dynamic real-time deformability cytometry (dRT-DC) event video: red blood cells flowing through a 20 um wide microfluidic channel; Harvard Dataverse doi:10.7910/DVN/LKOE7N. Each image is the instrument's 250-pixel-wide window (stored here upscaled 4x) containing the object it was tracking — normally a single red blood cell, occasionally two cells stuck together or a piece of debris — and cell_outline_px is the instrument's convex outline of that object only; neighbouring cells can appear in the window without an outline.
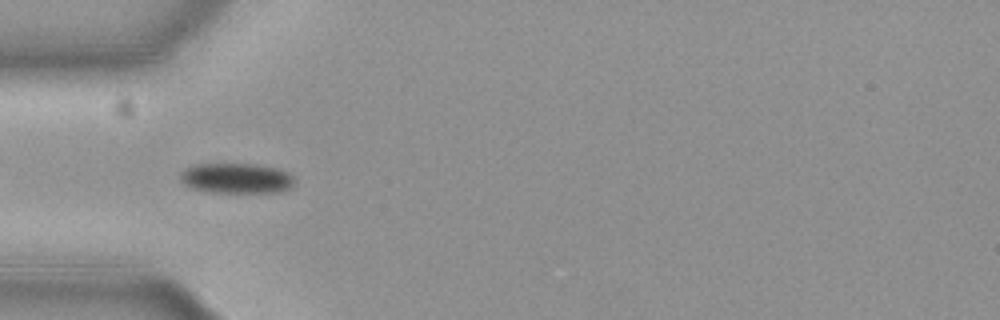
{"species": "common noctule bat (a hibernating species)", "species_latin": "Nyctalus noctula", "temperature_condition": "cold", "stored_images_in_passage": 11, "camera_frame_rate_fps": 3000, "um_per_image_px": 0.085, "animal": {"sex": "female", "body_mass_g": 19.3, "forearm_length_mm": 54.1}, "frame": {"image": 1, "passage_image": 4, "time_ms": 1.0, "image_size_px": [1000, 320], "cell_outline_px": [[296, 184], [280, 192], [208, 192], [192, 188], [184, 184], [180, 180], [180, 172], [184, 168], [196, 164], [256, 164], [276, 168], [288, 172], [296, 180]], "centroid_in_image_um": [20.09, 15.15], "position_along_channel_um": 64.9, "area_um2": 20.29}}
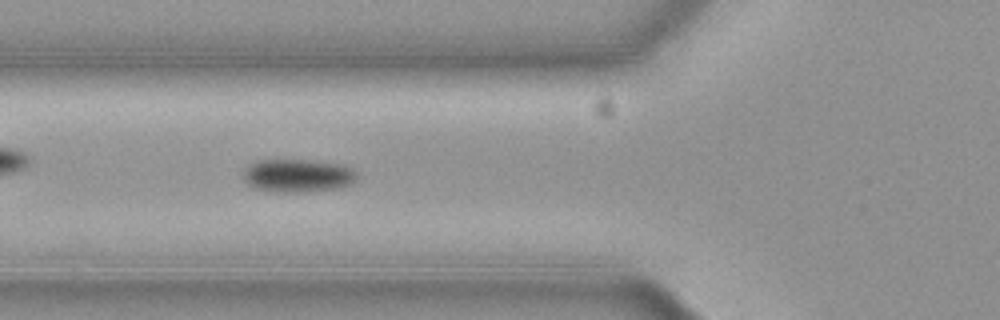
{"frame": {"image": 2, "passage_image": 7, "time_ms": 2.0, "image_size_px": [1000, 320], "cell_outline_px": [[356, 176], [352, 184], [340, 188], [304, 192], [272, 192], [252, 188], [244, 180], [244, 168], [248, 164], [256, 160], [304, 160], [340, 164], [356, 172]], "centroid_in_image_um": [25.24, 14.94], "position_along_channel_um": 100.6, "area_um2": 22.02}}